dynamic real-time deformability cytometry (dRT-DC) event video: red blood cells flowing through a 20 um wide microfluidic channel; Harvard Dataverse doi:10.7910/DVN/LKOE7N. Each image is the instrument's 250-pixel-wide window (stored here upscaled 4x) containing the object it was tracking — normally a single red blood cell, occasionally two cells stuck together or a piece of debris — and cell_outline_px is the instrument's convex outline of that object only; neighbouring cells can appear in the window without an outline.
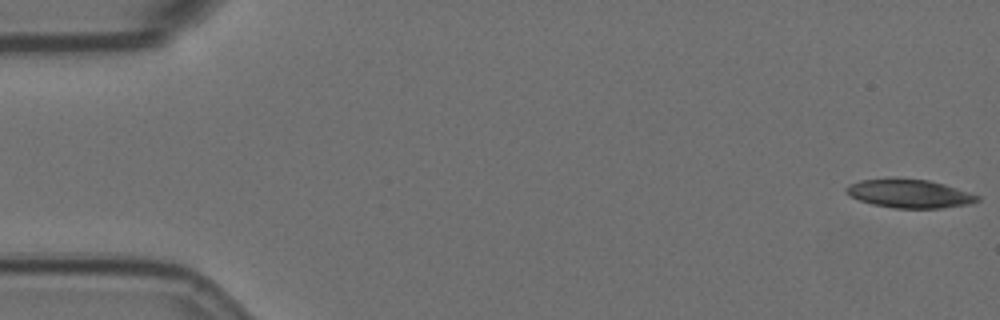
{"species": "Egyptian fruit bat (a non-hibernating species)", "species_latin": "Rousettus aegyptiacus", "temperature_condition": "room temperature", "stored_images_in_passage": 14, "camera_frame_rate_fps": 3000, "um_per_image_px": 0.085, "animal": {"sex": "female"}, "frame": {"image": 1, "passage_image": 1, "time_ms": 0.0, "image_size_px": [1000, 320], "cell_outline_px": [[980, 200], [968, 204], [944, 208], [892, 208], [872, 204], [848, 196], [844, 192], [844, 188], [848, 184], [860, 180], [888, 176], [928, 180], [944, 184], [980, 196]], "centroid_in_image_um": [77.21, 16.43], "position_along_channel_um": 7.8, "area_um2": 22.37}}
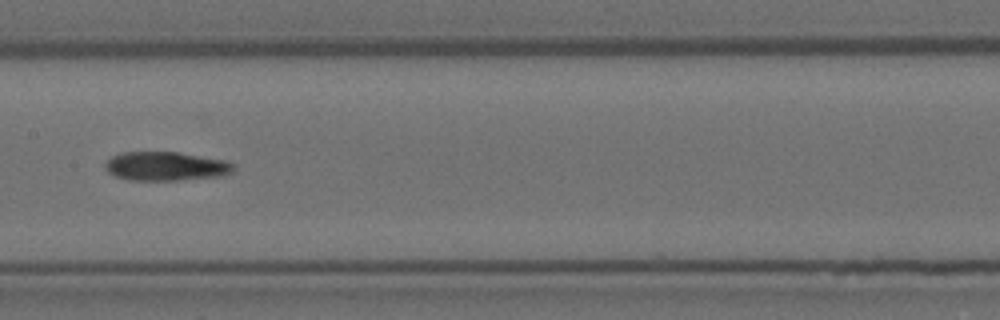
{"frame": {"image": 2, "passage_image": 8, "time_ms": 9.0, "image_size_px": [1000, 320], "cell_outline_px": [[236, 168], [232, 172], [224, 176], [180, 180], [128, 180], [116, 176], [108, 172], [104, 168], [104, 164], [112, 156], [124, 152], [176, 152], [228, 160], [236, 164]], "centroid_in_image_um": [14.16, 14.13], "position_along_channel_um": 193.2, "area_um2": 21.91}}
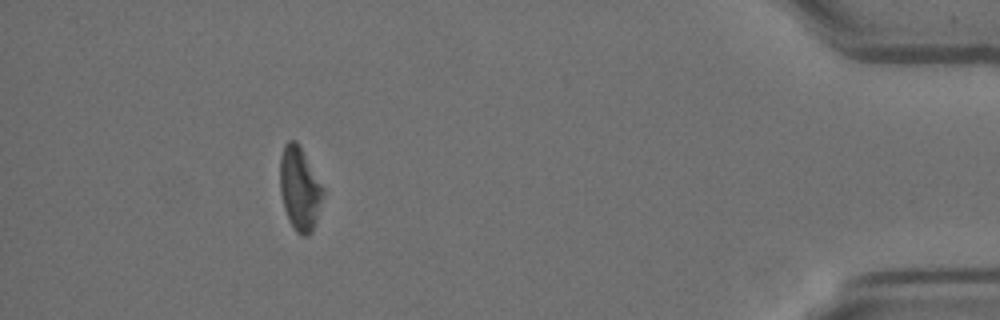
{"frame": {"image": 3, "passage_image": 14, "time_ms": 16.667, "image_size_px": [1000, 320], "cell_outline_px": [[324, 192], [316, 220], [312, 232], [308, 236], [300, 236], [296, 232], [288, 220], [284, 208], [280, 192], [280, 156], [284, 144], [288, 140], [296, 140], [300, 144], [324, 188]], "centroid_in_image_um": [25.46, 16.02], "position_along_channel_um": 409.7, "area_um2": 21.21}}